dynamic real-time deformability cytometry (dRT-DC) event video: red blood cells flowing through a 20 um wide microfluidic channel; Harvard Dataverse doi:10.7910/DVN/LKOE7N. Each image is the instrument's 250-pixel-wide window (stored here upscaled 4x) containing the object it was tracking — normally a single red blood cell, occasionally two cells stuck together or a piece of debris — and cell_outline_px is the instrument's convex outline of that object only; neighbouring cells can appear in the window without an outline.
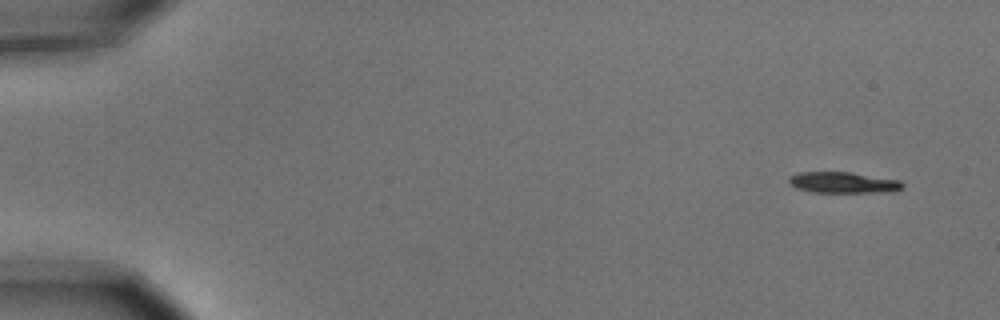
{"species": "common noctule bat (a hibernating species)", "species_latin": "Nyctalus noctula", "temperature_condition": "cold", "stored_images_in_passage": 4, "camera_frame_rate_fps": 3000, "um_per_image_px": 0.085, "animal": {"sex": "male", "body_mass_g": 15.6}, "frame": {"image": 1, "passage_image": 1, "time_ms": 0.0, "image_size_px": [1000, 320], "cell_outline_px": [[904, 188], [892, 192], [812, 192], [796, 188], [788, 180], [788, 176], [800, 172], [848, 172], [900, 180], [904, 184]], "centroid_in_image_um": [71.69, 15.52], "position_along_channel_um": 13.3, "area_um2": 13.93}}
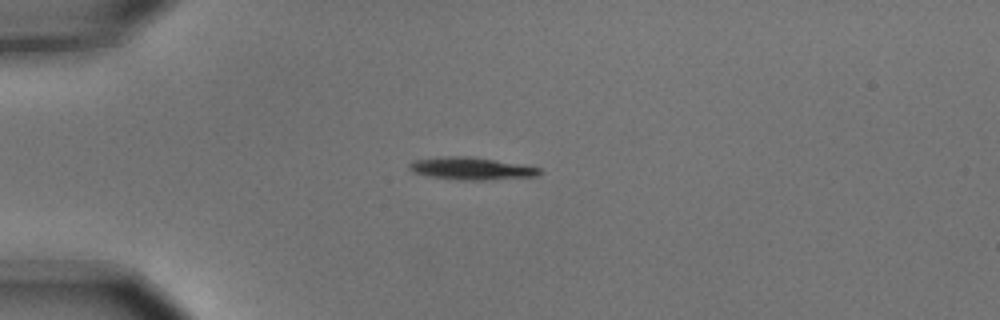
{"frame": {"image": 2, "passage_image": 4, "time_ms": 1.0, "image_size_px": [1000, 320], "cell_outline_px": [[544, 172], [540, 176], [484, 180], [464, 180], [428, 176], [412, 172], [408, 168], [408, 164], [412, 160], [440, 156], [468, 156], [540, 168]], "centroid_in_image_um": [40.02, 14.32], "position_along_channel_um": 45.0, "area_um2": 16.99}}